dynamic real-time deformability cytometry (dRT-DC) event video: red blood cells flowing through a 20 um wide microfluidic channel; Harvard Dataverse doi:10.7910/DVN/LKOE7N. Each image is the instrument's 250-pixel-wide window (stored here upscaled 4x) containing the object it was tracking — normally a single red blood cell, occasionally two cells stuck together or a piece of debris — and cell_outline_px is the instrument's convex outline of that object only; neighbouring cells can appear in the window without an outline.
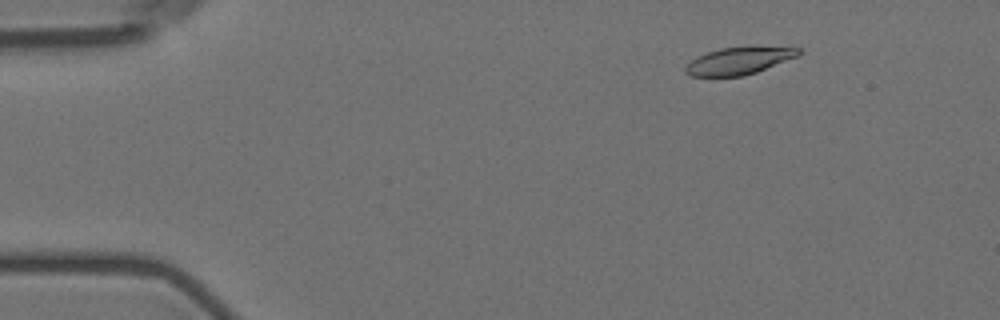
{"species": "Egyptian fruit bat (a non-hibernating species)", "species_latin": "Rousettus aegyptiacus", "temperature_condition": "room temperature", "stored_images_in_passage": 11, "camera_frame_rate_fps": 3000, "um_per_image_px": 0.085, "animal": {"sex": "female"}, "frame": {"image": 1, "passage_image": 2, "time_ms": 2.0, "image_size_px": [1000, 320], "cell_outline_px": [[800, 56], [756, 72], [744, 76], [692, 76], [684, 72], [684, 68], [696, 56], [720, 48], [800, 48]], "centroid_in_image_um": [62.77, 5.2], "position_along_channel_um": 22.2, "area_um2": 17.46}}
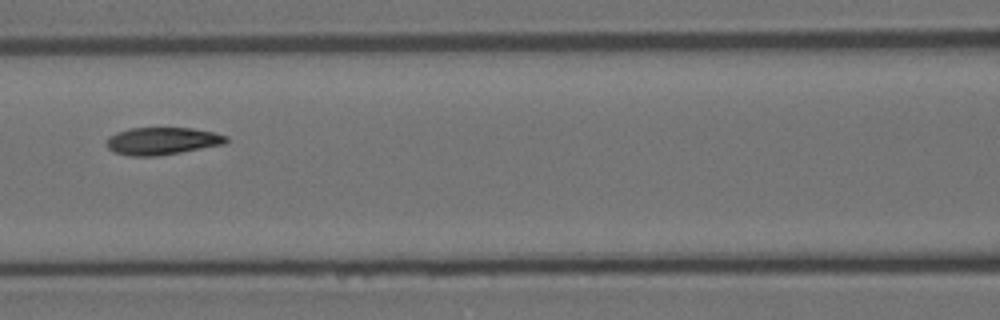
{"frame": {"image": 2, "passage_image": 7, "time_ms": 8.0, "image_size_px": [1000, 320], "cell_outline_px": [[228, 140], [224, 144], [180, 152], [156, 156], [132, 156], [116, 152], [108, 148], [108, 136], [116, 132], [128, 128], [192, 128], [212, 132], [228, 136]], "centroid_in_image_um": [13.79, 11.97], "position_along_channel_um": 152.8, "area_um2": 18.9}}
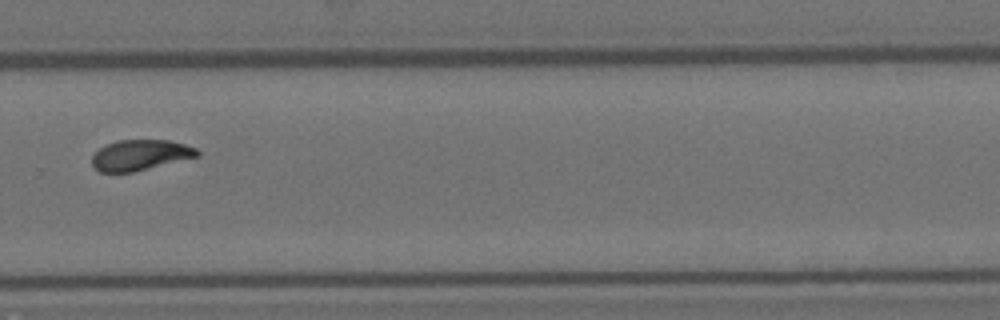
{"frame": {"image": 3, "passage_image": 11, "time_ms": 12.667, "image_size_px": [1000, 320], "cell_outline_px": [[200, 156], [132, 172], [100, 172], [92, 164], [92, 156], [104, 144], [116, 140], [168, 140], [184, 144], [196, 148], [200, 152]], "centroid_in_image_um": [11.92, 13.17], "position_along_channel_um": 317.9, "area_um2": 18.73}}